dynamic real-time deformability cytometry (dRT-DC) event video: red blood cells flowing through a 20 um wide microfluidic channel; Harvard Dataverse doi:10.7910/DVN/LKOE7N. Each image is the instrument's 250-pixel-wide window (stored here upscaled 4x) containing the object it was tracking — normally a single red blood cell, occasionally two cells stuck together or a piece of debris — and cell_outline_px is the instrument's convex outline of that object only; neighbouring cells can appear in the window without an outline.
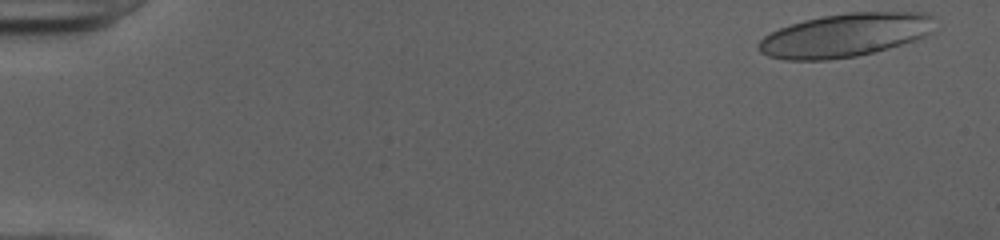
{"species": "human", "species_latin": "Homo sapiens", "temperature_condition": "cold", "stored_images_in_passage": 50, "camera_frame_rate_fps": 3000, "um_per_image_px": 0.085, "donor": {"sex": "female"}, "frame": {"image": 1, "passage_image": 1, "time_ms": 0.0, "image_size_px": [1000, 240], "cell_outline_px": [[932, 32], [928, 36], [876, 52], [856, 56], [828, 60], [784, 60], [768, 56], [760, 52], [756, 48], [756, 44], [764, 36], [780, 28], [804, 20], [820, 16], [848, 12], [928, 12], [932, 16]], "centroid_in_image_um": [71.83, 2.99], "position_along_channel_um": 13.2, "area_um2": 44.97}}
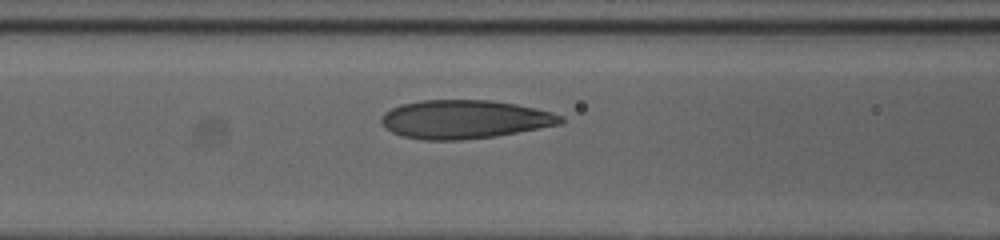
{"frame": {"image": 2, "passage_image": 21, "time_ms": 6.667, "image_size_px": [1000, 240], "cell_outline_px": [[564, 120], [560, 124], [496, 136], [460, 140], [424, 140], [404, 136], [392, 132], [380, 120], [384, 112], [400, 104], [420, 100], [492, 100], [516, 104], [536, 108], [552, 112], [564, 116]], "centroid_in_image_um": [39.5, 10.13], "position_along_channel_um": 127.1, "area_um2": 40.23}}
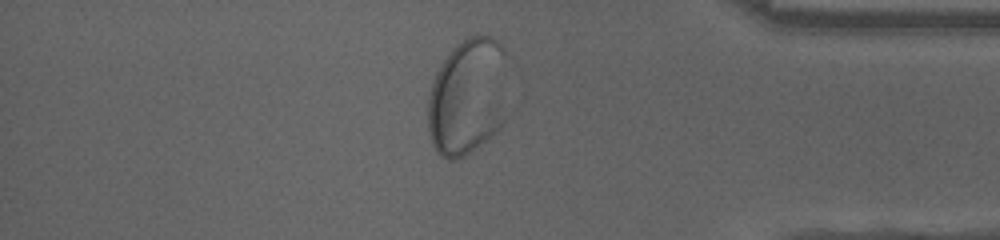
{"frame": {"image": 3, "passage_image": 43, "time_ms": 14.0, "image_size_px": [1000, 240], "cell_outline_px": [[504, 120], [500, 128], [496, 132], [464, 156], [452, 160], [448, 160], [440, 156], [436, 152], [432, 144], [428, 132], [428, 96], [432, 80], [440, 64], [452, 48], [456, 44], [468, 36], [492, 36], [504, 48]], "centroid_in_image_um": [39.69, 8.24], "position_along_channel_um": 395.5, "area_um2": 54.56}, "authors_computed_cell_mechanics": {"area_um2": 42.4252, "velocity_mm_per_s": 3.9391, "shape_relaxation_time_tau1_ms": 8.6309, "shape_relaxation_time_tau2_ms": null, "deformation_change_tau1": 0.2671, "deformation_change_tau2": null}}